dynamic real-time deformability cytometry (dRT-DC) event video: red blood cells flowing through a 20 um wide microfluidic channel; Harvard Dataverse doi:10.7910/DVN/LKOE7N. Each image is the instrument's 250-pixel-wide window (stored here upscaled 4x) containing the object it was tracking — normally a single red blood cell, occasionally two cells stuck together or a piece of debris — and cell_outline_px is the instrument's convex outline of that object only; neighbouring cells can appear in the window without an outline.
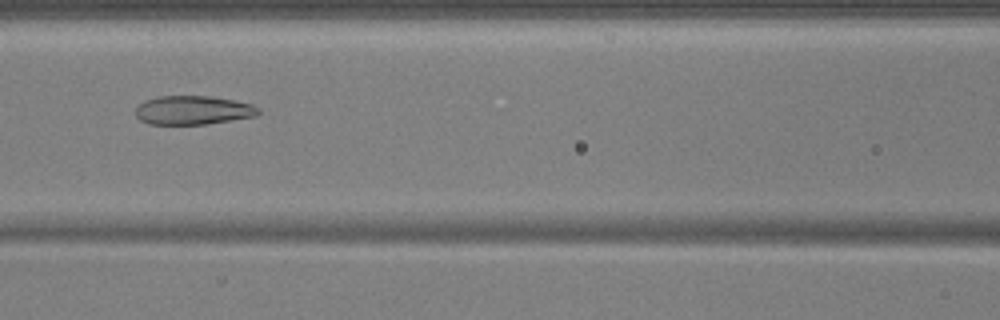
{"species": "common noctule bat (a hibernating species)", "species_latin": "Nyctalus noctula", "temperature_condition": "warm", "stored_images_in_passage": 49, "camera_frame_rate_fps": 3000, "um_per_image_px": 0.085, "animal": {"sex": "male", "body_mass_g": 17.9, "forearm_length_mm": 54.2}, "frame": {"image": 1, "passage_image": 22, "time_ms": 7.0, "image_size_px": [1000, 320], "cell_outline_px": [[260, 112], [256, 116], [204, 124], [148, 124], [140, 120], [136, 116], [136, 108], [144, 100], [156, 96], [212, 96], [236, 100], [252, 104], [260, 108]], "centroid_in_image_um": [16.41, 9.35], "position_along_channel_um": 150.2, "area_um2": 20.75}}
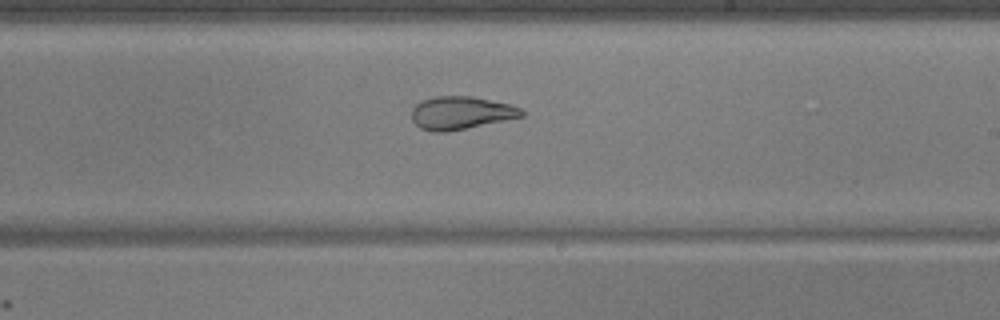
{"frame": {"image": 2, "passage_image": 30, "time_ms": 9.667, "image_size_px": [1000, 320], "cell_outline_px": [[524, 116], [448, 132], [432, 132], [420, 128], [412, 120], [412, 108], [416, 104], [424, 100], [436, 96], [472, 96], [512, 104], [520, 108], [524, 112]], "centroid_in_image_um": [39.18, 9.6], "position_along_channel_um": 249.8, "area_um2": 21.15}}
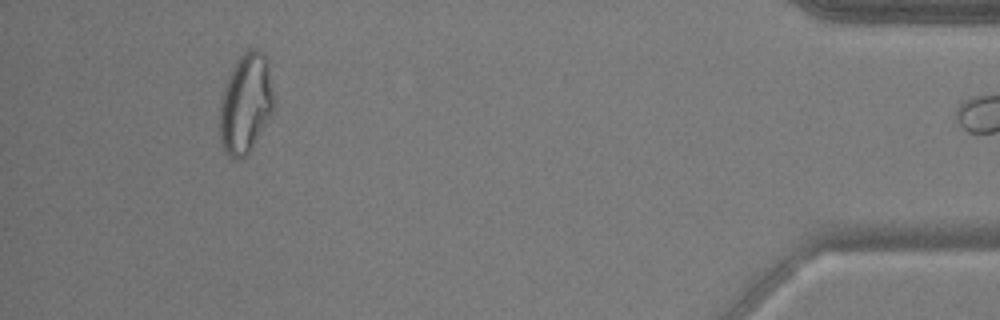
{"frame": {"image": 3, "passage_image": 48, "time_ms": 15.667, "image_size_px": [1000, 320], "cell_outline_px": [[272, 112], [252, 148], [240, 160], [232, 160], [224, 152], [220, 144], [220, 104], [224, 88], [228, 76], [236, 60], [244, 52], [252, 48], [256, 48], [264, 52], [268, 60], [272, 92]], "centroid_in_image_um": [20.86, 8.81], "position_along_channel_um": 414.3, "area_um2": 31.39}}